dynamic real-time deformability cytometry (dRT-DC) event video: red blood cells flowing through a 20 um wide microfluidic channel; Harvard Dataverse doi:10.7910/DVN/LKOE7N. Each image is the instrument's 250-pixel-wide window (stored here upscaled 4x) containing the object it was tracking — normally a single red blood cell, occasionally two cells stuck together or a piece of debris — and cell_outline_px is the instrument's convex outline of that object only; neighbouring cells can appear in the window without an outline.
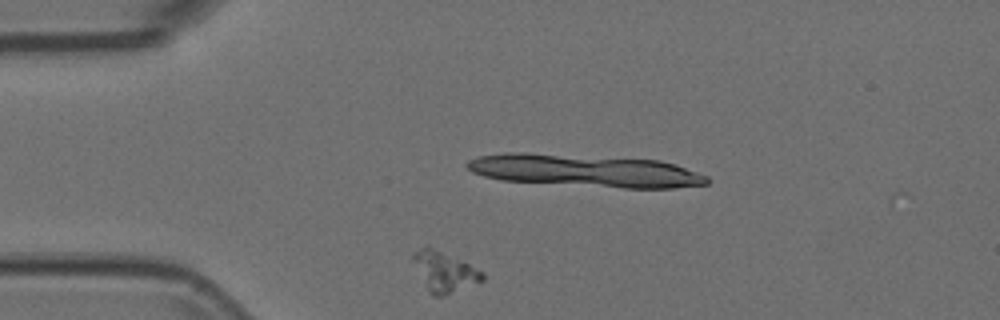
{"species": "Egyptian fruit bat (a non-hibernating species)", "species_latin": "Rousettus aegyptiacus", "temperature_condition": "room temperature", "stored_images_in_passage": 12, "camera_frame_rate_fps": 3000, "um_per_image_px": 0.085, "animal": {"sex": "female"}, "frame": {"image": 1, "passage_image": 3, "time_ms": 0.667, "image_size_px": [1000, 320], "cell_outline_px": [[484, 280], [444, 296], [436, 296], [428, 292], [412, 260], [412, 252], [428, 244], [484, 272]], "centroid_in_image_um": [37.74, 23.07], "position_along_channel_um": 47.3, "area_um2": 16.18}}